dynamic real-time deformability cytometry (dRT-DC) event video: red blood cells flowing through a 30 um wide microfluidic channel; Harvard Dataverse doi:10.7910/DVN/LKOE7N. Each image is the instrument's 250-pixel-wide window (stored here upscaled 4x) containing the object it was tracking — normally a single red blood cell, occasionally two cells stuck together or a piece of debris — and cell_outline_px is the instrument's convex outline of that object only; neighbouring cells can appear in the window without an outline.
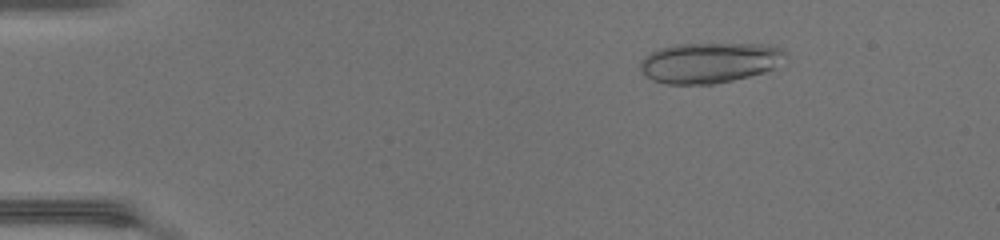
{"species": "common noctule bat (a hibernating species)", "species_latin": "Nyctalus noctula", "temperature_condition": "warm", "stored_images_in_passage": 48, "segment_of_instrument_passage": [1, 2], "camera_frame_rate_fps": 3000, "um_per_image_px": 0.085, "animal": {"sex": "female", "body_mass_g": 17.0, "forearm_length_mm": 48.0}, "frame": {"image": 1, "passage_image": 8, "time_ms": 2.333, "image_size_px": [1000, 240], "cell_outline_px": [[788, 56], [772, 68], [764, 72], [732, 80], [712, 84], [664, 84], [652, 80], [644, 76], [640, 68], [640, 60], [652, 52], [660, 48], [676, 44], [760, 44], [780, 48], [788, 52]], "centroid_in_image_um": [60.28, 5.33], "position_along_channel_um": 24.7, "area_um2": 34.16}}